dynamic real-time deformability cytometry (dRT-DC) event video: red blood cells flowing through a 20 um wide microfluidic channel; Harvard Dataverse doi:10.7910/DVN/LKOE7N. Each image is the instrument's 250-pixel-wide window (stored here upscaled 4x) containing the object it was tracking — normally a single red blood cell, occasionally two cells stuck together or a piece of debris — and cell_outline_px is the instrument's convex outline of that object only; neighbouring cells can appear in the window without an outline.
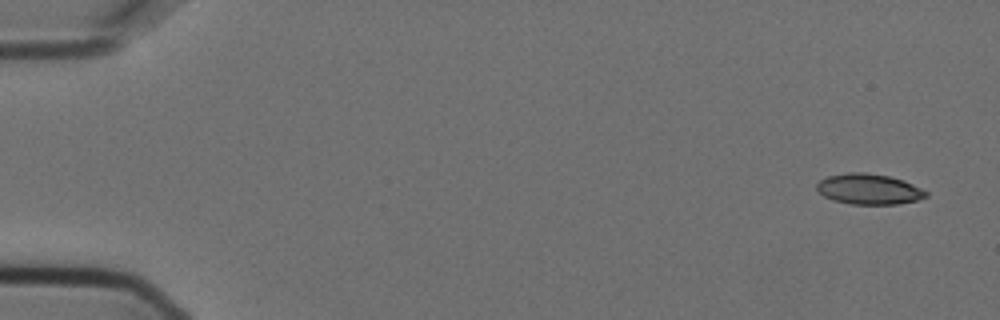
{"species": "Egyptian fruit bat (a non-hibernating species)", "species_latin": "Rousettus aegyptiacus", "temperature_condition": "cold", "stored_images_in_passage": 6, "camera_frame_rate_fps": 3000, "um_per_image_px": 0.085, "animal": {"sex": "female"}, "frame": {"image": 1, "passage_image": 1, "time_ms": 0.0, "image_size_px": [1000, 320], "cell_outline_px": [[928, 196], [916, 200], [900, 204], [852, 204], [832, 200], [824, 196], [816, 188], [816, 184], [820, 180], [828, 176], [848, 172], [864, 172], [888, 176], [904, 180], [928, 192]], "centroid_in_image_um": [73.85, 16.07], "position_along_channel_um": 11.1, "area_um2": 19.42}}
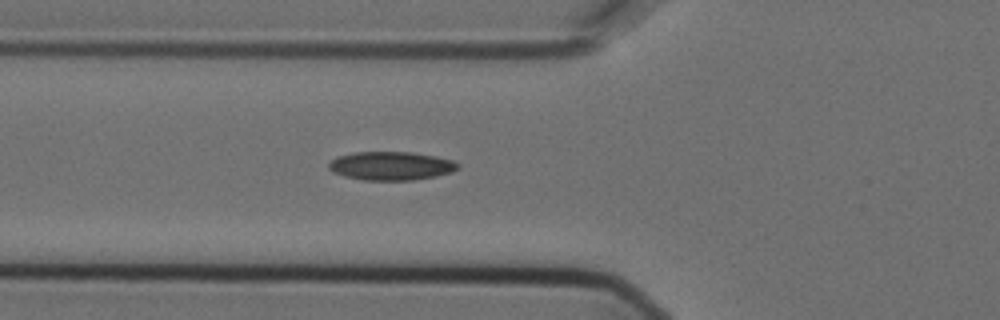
{"frame": {"image": 2, "passage_image": 6, "time_ms": 1.667, "image_size_px": [1000, 320], "cell_outline_px": [[460, 168], [452, 172], [436, 176], [412, 180], [364, 180], [344, 176], [332, 172], [328, 168], [328, 164], [332, 160], [340, 156], [356, 152], [412, 152], [436, 156], [452, 160], [460, 164]], "centroid_in_image_um": [33.27, 14.1], "position_along_channel_um": 92.5, "area_um2": 21.5}}